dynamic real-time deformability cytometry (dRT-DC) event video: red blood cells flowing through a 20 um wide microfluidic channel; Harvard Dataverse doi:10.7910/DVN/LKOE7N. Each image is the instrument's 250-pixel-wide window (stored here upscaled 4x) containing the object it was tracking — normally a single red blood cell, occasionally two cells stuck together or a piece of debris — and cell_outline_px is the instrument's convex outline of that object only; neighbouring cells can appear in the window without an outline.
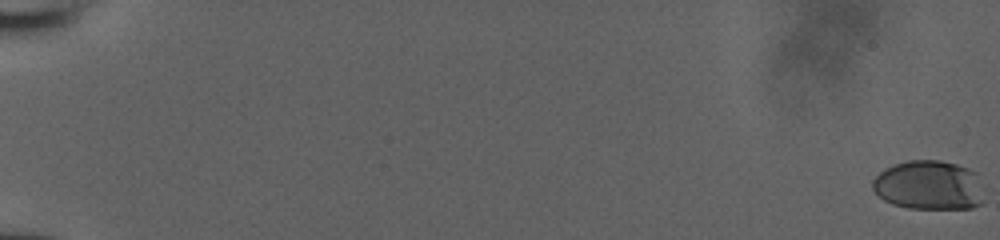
{"species": "human", "species_latin": "Homo sapiens", "temperature_condition": "room temperature", "stored_images_in_passage": 55, "camera_frame_rate_fps": 3000, "um_per_image_px": 0.085, "donor": {"sex": "male"}, "frame": {"image": 1, "passage_image": 1, "time_ms": 0.0, "image_size_px": [1000, 240], "cell_outline_px": [[980, 204], [972, 208], [908, 208], [892, 204], [884, 200], [872, 188], [872, 180], [884, 168], [908, 160], [940, 160], [956, 164], [980, 172]], "centroid_in_image_um": [78.95, 15.73], "position_along_channel_um": 6.1, "area_um2": 32.02}}
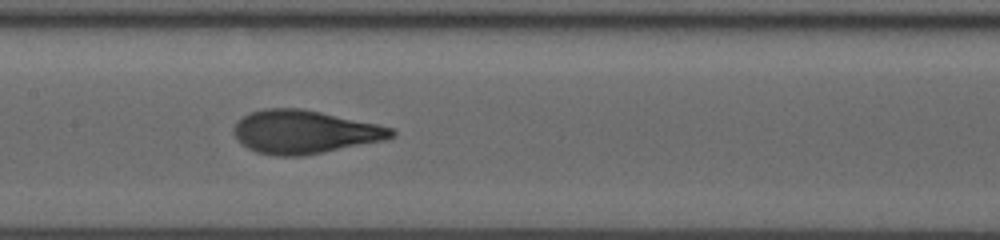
{"frame": {"image": 2, "passage_image": 31, "time_ms": 10.0, "image_size_px": [1000, 240], "cell_outline_px": [[396, 136], [384, 140], [304, 156], [276, 156], [256, 152], [248, 148], [236, 140], [232, 132], [232, 128], [236, 120], [252, 112], [264, 108], [300, 108], [320, 112], [376, 124], [392, 128], [396, 132]], "centroid_in_image_um": [25.83, 11.22], "position_along_channel_um": 181.6, "area_um2": 39.82}}
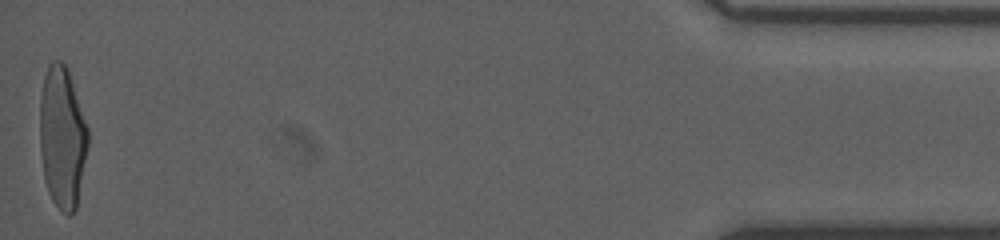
{"frame": {"image": 3, "passage_image": 55, "time_ms": 18.0, "image_size_px": [1000, 240], "cell_outline_px": [[88, 148], [76, 208], [72, 216], [68, 216], [60, 212], [52, 200], [48, 192], [44, 180], [40, 152], [40, 96], [44, 76], [48, 64], [52, 60], [60, 60], [68, 68], [88, 128]], "centroid_in_image_um": [5.29, 11.69], "position_along_channel_um": 429.9, "area_um2": 40.29}}